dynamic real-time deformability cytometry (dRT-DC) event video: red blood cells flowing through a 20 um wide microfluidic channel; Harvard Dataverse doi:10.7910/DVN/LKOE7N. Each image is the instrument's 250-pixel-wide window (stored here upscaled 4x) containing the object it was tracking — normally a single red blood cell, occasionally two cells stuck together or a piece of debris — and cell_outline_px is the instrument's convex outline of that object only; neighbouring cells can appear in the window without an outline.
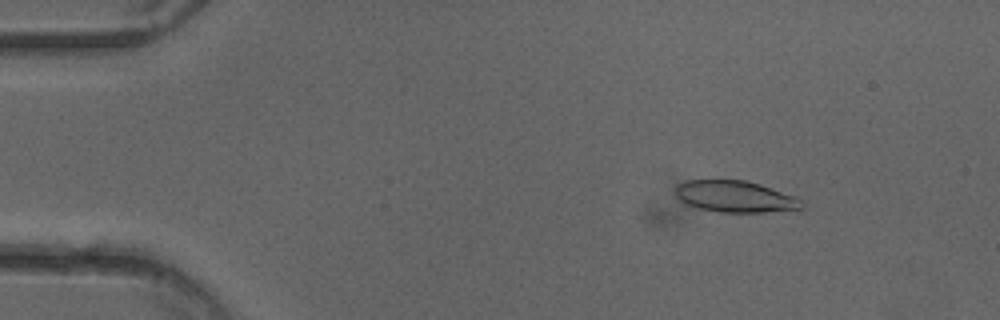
{"species": "common noctule bat (a hibernating species)", "species_latin": "Nyctalus noctula", "temperature_condition": "cold", "stored_images_in_passage": 45, "camera_frame_rate_fps": 3000, "um_per_image_px": 0.085, "animal": {"sex": "female"}, "frame": {"image": 1, "passage_image": 1, "time_ms": 0.0, "image_size_px": [1000, 320], "cell_outline_px": [[804, 208], [800, 212], [720, 212], [696, 208], [680, 200], [676, 196], [676, 184], [688, 180], [744, 180], [760, 184], [796, 196], [804, 204]], "centroid_in_image_um": [62.59, 16.73], "position_along_channel_um": 22.4, "area_um2": 23.7}}
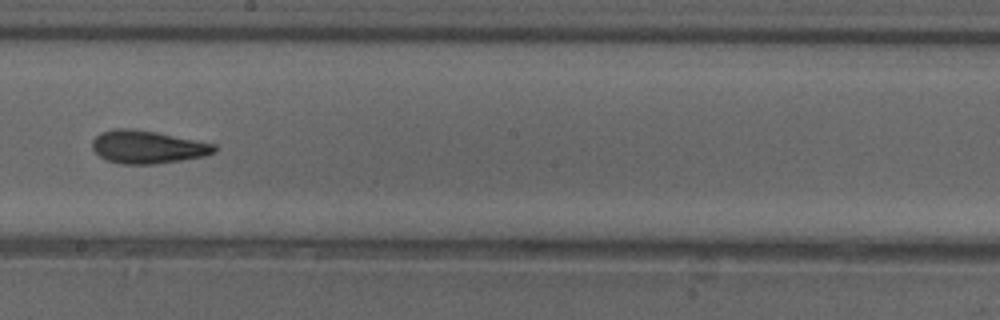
{"frame": {"image": 2, "passage_image": 23, "time_ms": 7.333, "image_size_px": [1000, 320], "cell_outline_px": [[216, 152], [204, 156], [156, 164], [120, 164], [108, 160], [100, 156], [92, 148], [92, 140], [100, 132], [112, 128], [132, 128], [156, 132], [216, 144]], "centroid_in_image_um": [12.52, 12.48], "position_along_channel_um": 235.7, "area_um2": 23.47}}
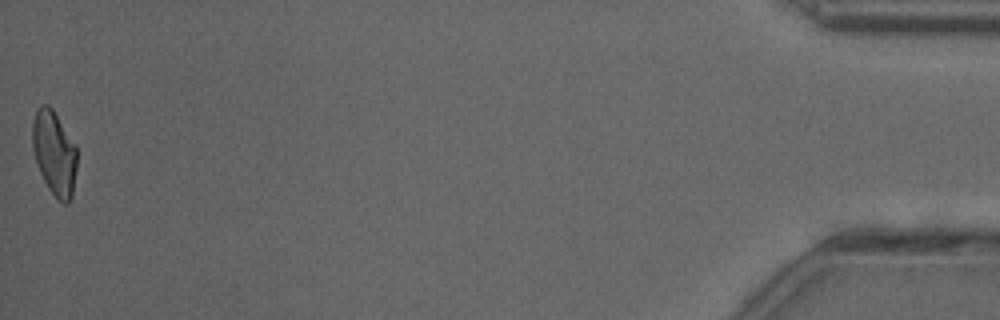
{"frame": {"image": 3, "passage_image": 45, "time_ms": 14.667, "image_size_px": [1000, 320], "cell_outline_px": [[76, 168], [72, 196], [68, 204], [64, 204], [48, 188], [40, 172], [32, 148], [32, 124], [36, 108], [40, 104], [48, 104], [52, 108], [76, 144]], "centroid_in_image_um": [4.61, 12.96], "position_along_channel_um": 430.6, "area_um2": 21.91}, "authors_computed_cell_mechanics": {"area_um2": 23.12, "velocity_mm_per_s": 4.0339, "shape_relaxation_time_tau1_ms": 9.5757, "shape_relaxation_time_tau2_ms": 2.5825, "deformation_change_tau1": 0.2488, "deformation_change_tau2": 0.0973}}